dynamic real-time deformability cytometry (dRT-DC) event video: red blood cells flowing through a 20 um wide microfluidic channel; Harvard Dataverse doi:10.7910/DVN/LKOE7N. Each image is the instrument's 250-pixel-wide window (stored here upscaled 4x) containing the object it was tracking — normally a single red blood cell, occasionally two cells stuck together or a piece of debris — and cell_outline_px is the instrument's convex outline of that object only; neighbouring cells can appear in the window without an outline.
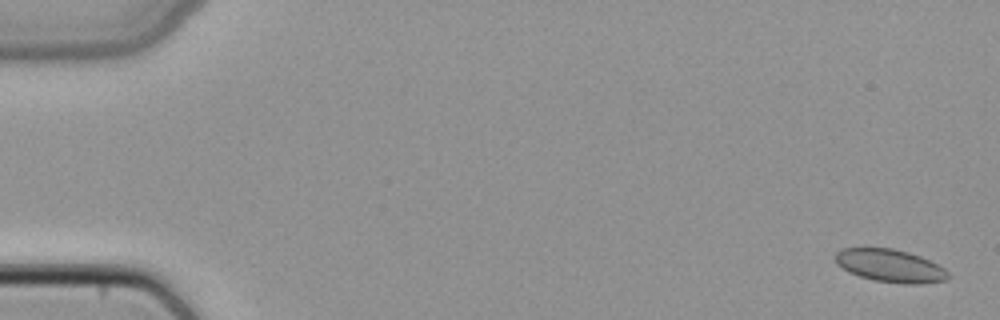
{"species": "common noctule bat (a hibernating species)", "species_latin": "Nyctalus noctula", "temperature_condition": "cold", "stored_images_in_passage": 5, "camera_frame_rate_fps": 3000, "um_per_image_px": 0.085, "animal": {"sex": "female", "body_mass_g": 22.7, "forearm_length_mm": 54.2}, "frame": {"image": 1, "passage_image": 1, "time_ms": 0.0, "image_size_px": [1000, 320], "cell_outline_px": [[952, 276], [948, 280], [920, 284], [904, 284], [872, 280], [848, 272], [836, 264], [832, 256], [840, 248], [892, 248], [908, 252], [920, 256], [944, 268]], "centroid_in_image_um": [75.64, 22.59], "position_along_channel_um": 9.4, "area_um2": 21.91}}
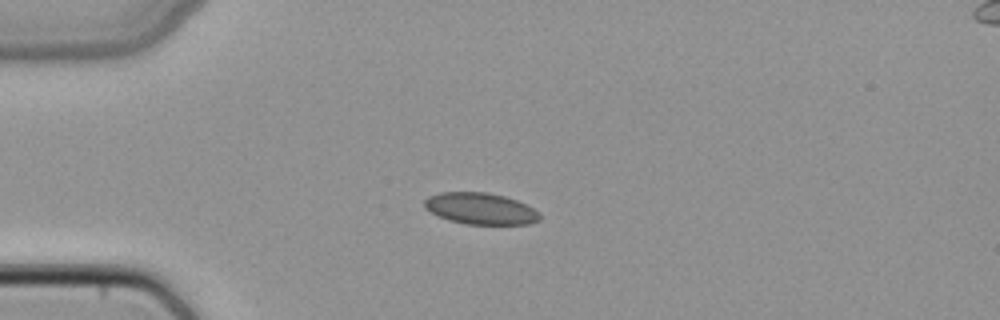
{"frame": {"image": 2, "passage_image": 4, "time_ms": 1.0, "image_size_px": [1000, 320], "cell_outline_px": [[540, 220], [532, 224], [464, 224], [448, 220], [436, 216], [424, 208], [424, 200], [428, 196], [440, 192], [488, 192], [504, 196], [516, 200], [540, 212]], "centroid_in_image_um": [40.81, 17.73], "position_along_channel_um": 44.2, "area_um2": 21.39}}